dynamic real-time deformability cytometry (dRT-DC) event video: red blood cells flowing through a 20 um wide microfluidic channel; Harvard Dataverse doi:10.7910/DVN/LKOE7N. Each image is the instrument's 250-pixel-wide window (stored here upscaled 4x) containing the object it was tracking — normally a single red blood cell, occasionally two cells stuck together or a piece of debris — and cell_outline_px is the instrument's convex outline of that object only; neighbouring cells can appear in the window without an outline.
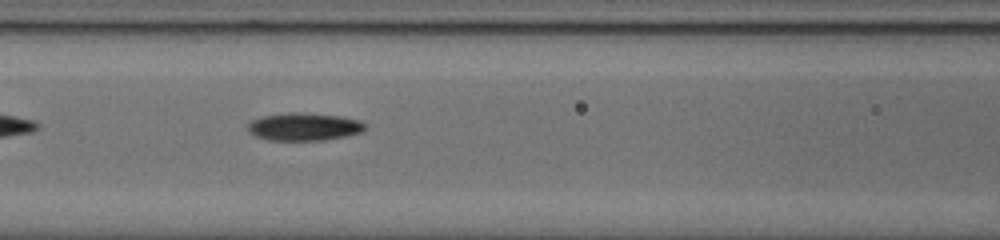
{"species": "common noctule bat (a hibernating species)", "species_latin": "Nyctalus noctula", "temperature_condition": "cold", "stored_images_in_passage": 38, "camera_frame_rate_fps": 3000, "um_per_image_px": 0.085, "animal": {"sex": "male", "body_mass_g": 20.0, "forearm_length_mm": 53.3}, "frame": {"image": 1, "passage_image": 6, "time_ms": 1.667, "image_size_px": [1000, 240], "cell_outline_px": [[368, 124], [360, 132], [344, 136], [324, 140], [268, 140], [256, 136], [248, 128], [248, 124], [252, 120], [264, 116], [288, 112], [300, 112], [340, 116], [360, 120]], "centroid_in_image_um": [25.87, 10.76], "position_along_channel_um": 140.7, "area_um2": 18.79}}
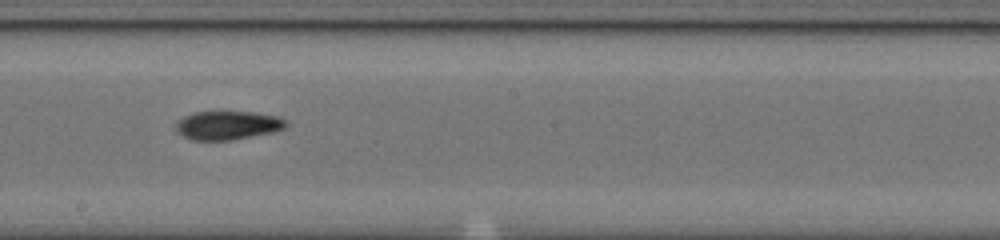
{"frame": {"image": 2, "passage_image": 13, "time_ms": 4.0, "image_size_px": [1000, 240], "cell_outline_px": [[288, 124], [284, 128], [272, 132], [232, 140], [192, 140], [184, 136], [176, 128], [176, 124], [184, 116], [192, 112], [256, 112], [276, 116], [284, 120]], "centroid_in_image_um": [19.36, 10.65], "position_along_channel_um": 228.8, "area_um2": 18.15}}
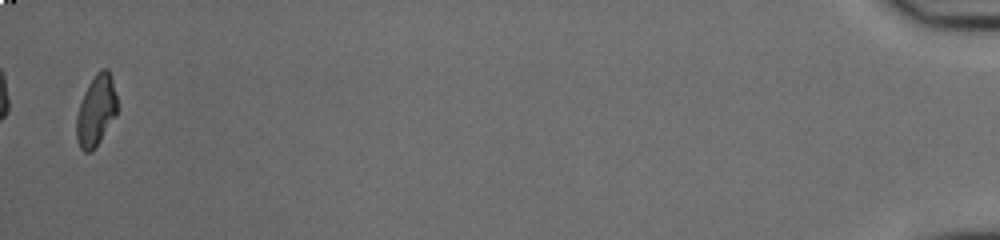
{"frame": {"image": 3, "passage_image": 37, "time_ms": 12.0, "image_size_px": [1000, 240], "cell_outline_px": [[116, 116], [92, 152], [84, 152], [80, 148], [76, 140], [76, 116], [84, 92], [88, 84], [96, 72], [100, 68], [108, 68], [112, 80], [116, 96]], "centroid_in_image_um": [8.15, 9.4], "position_along_channel_um": 427.1, "area_um2": 16.82}}